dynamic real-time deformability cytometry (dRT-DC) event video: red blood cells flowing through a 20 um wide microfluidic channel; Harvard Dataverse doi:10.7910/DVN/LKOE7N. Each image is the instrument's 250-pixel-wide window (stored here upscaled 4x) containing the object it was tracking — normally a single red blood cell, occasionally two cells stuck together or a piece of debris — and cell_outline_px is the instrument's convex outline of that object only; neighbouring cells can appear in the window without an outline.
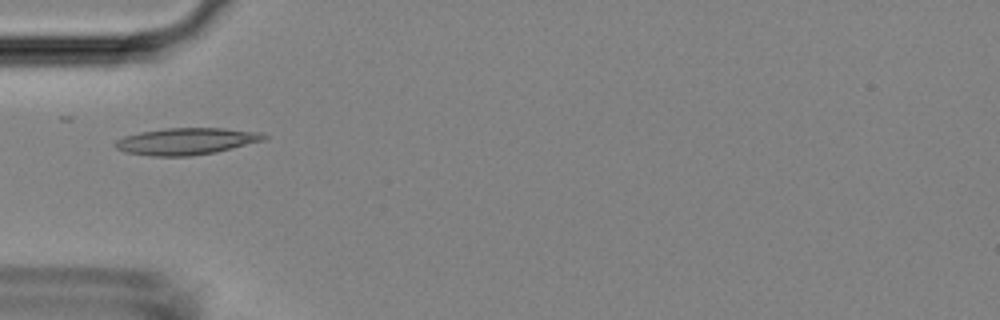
{"species": "Egyptian fruit bat (a non-hibernating species)", "species_latin": "Rousettus aegyptiacus", "temperature_condition": "room temperature", "stored_images_in_passage": 2, "camera_frame_rate_fps": 3000, "um_per_image_px": 0.085, "animal": {"sex": "female"}, "frame": {"image": 1, "passage_image": 1, "time_ms": 0.0, "image_size_px": [1000, 320], "cell_outline_px": [[268, 136], [264, 140], [216, 152], [192, 156], [152, 156], [124, 152], [116, 148], [112, 144], [116, 140], [124, 136], [140, 132], [164, 128], [224, 128], [260, 132]], "centroid_in_image_um": [15.8, 12.01], "position_along_channel_um": 69.2, "area_um2": 23.29}}